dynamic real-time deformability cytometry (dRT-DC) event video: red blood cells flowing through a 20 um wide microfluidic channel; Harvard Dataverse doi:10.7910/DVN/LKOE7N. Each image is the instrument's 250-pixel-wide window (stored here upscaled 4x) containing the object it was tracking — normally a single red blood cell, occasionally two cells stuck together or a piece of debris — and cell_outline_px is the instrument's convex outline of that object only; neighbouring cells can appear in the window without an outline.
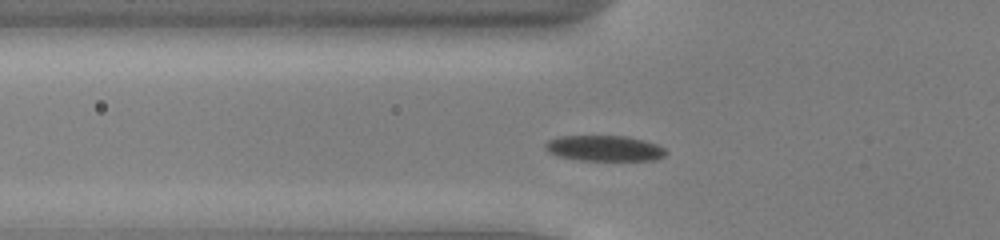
{"species": "common noctule bat (a hibernating species)", "species_latin": "Nyctalus noctula", "temperature_condition": "cold", "stored_images_in_passage": 40, "camera_frame_rate_fps": 3000, "um_per_image_px": 0.085, "animal": {"sex": "male", "body_mass_g": 13.0, "forearm_length_mm": 53.1}, "frame": {"image": 1, "passage_image": 10, "time_ms": 3.0, "image_size_px": [1000, 240], "cell_outline_px": [[668, 152], [664, 156], [656, 160], [580, 160], [560, 156], [548, 152], [544, 148], [544, 144], [548, 140], [560, 136], [628, 136], [644, 140], [656, 144], [664, 148]], "centroid_in_image_um": [51.38, 12.6], "position_along_channel_um": 74.4, "area_um2": 18.03}}
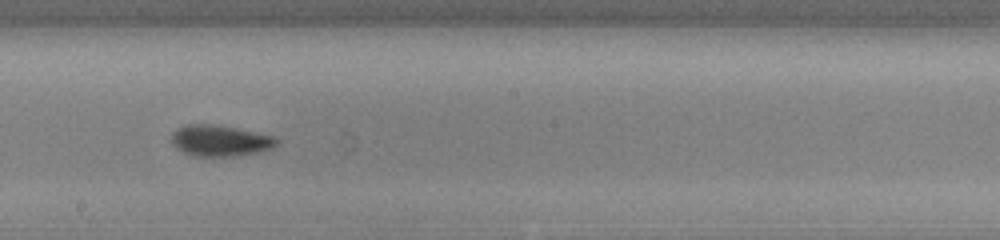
{"frame": {"image": 2, "passage_image": 22, "time_ms": 7.0, "image_size_px": [1000, 240], "cell_outline_px": [[280, 140], [272, 148], [260, 152], [232, 156], [192, 156], [176, 148], [172, 144], [172, 132], [188, 124], [212, 124], [236, 128], [276, 136]], "centroid_in_image_um": [18.73, 11.96], "position_along_channel_um": 229.5, "area_um2": 19.07}}
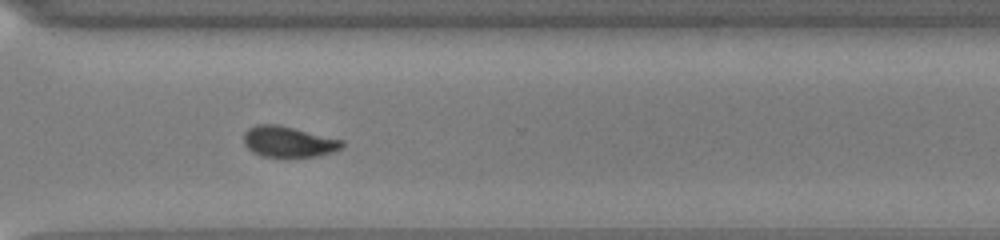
{"frame": {"image": 3, "passage_image": 31, "time_ms": 10.0, "image_size_px": [1000, 240], "cell_outline_px": [[344, 148], [332, 152], [316, 156], [288, 160], [260, 156], [252, 152], [244, 144], [244, 132], [248, 128], [256, 124], [280, 124], [344, 140]], "centroid_in_image_um": [24.52, 12.08], "position_along_channel_um": 346.1, "area_um2": 18.61}, "authors_computed_cell_mechanics": {"area_um2": 18.2648, "velocity_mm_per_s": 3.8905, "shape_relaxation_time_tau1_ms": 2.7267, "shape_relaxation_time_tau2_ms": 1.6794, "deformation_change_tau1": 0.1135, "deformation_change_tau2": 0.0678}}